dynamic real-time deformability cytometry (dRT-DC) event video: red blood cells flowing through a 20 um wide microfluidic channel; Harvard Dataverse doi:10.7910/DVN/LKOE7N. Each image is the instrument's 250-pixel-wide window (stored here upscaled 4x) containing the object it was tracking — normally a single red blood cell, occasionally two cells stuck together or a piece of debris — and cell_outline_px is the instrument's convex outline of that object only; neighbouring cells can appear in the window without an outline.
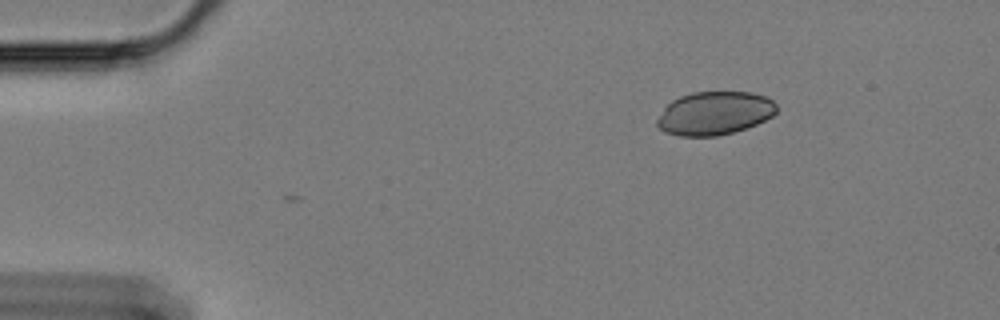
{"species": "Egyptian fruit bat (a non-hibernating species)", "species_latin": "Rousettus aegyptiacus", "temperature_condition": "cold", "stored_images_in_passage": 3, "camera_frame_rate_fps": 3000, "um_per_image_px": 0.085, "animal": {"sex": "female"}, "frame": {"image": 1, "passage_image": 1, "time_ms": 0.0, "image_size_px": [1000, 320], "cell_outline_px": [[776, 112], [772, 116], [756, 124], [732, 132], [716, 136], [680, 136], [664, 132], [656, 124], [656, 120], [664, 108], [672, 100], [680, 96], [692, 92], [752, 92], [764, 96], [772, 100], [776, 104]], "centroid_in_image_um": [60.71, 9.62], "position_along_channel_um": 24.3, "area_um2": 30.06}}